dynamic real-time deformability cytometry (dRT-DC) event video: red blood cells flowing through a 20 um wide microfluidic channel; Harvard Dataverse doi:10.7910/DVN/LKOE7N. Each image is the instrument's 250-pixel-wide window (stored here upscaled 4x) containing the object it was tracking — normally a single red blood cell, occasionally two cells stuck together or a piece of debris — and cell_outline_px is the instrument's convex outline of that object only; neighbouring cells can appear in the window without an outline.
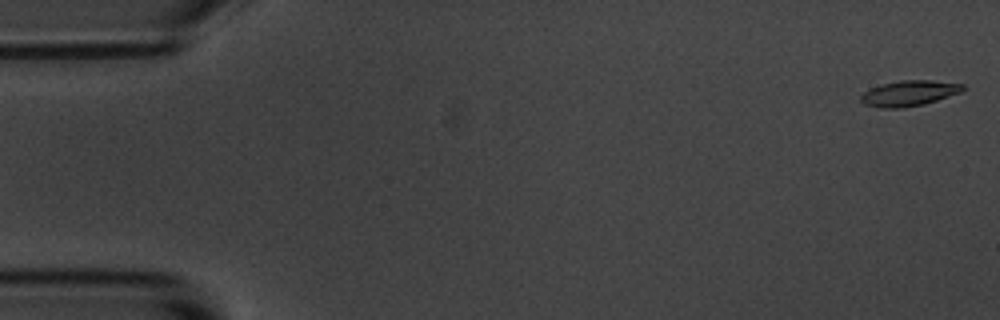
{"species": "common noctule bat (a hibernating species)", "species_latin": "Nyctalus noctula", "temperature_condition": "room temperature", "stored_images_in_passage": 55, "camera_frame_rate_fps": 3000, "um_per_image_px": 0.085, "animal": {"sex": "male", "body_mass_g": 20.1, "forearm_length_mm": 53.5}, "frame": {"image": 1, "passage_image": 1, "time_ms": 0.0, "image_size_px": [1000, 320], "cell_outline_px": [[964, 88], [960, 92], [924, 104], [904, 108], [880, 108], [864, 104], [860, 100], [860, 96], [864, 92], [880, 84], [900, 80], [932, 80], [964, 84]], "centroid_in_image_um": [77.24, 7.92], "position_along_channel_um": 7.8, "area_um2": 15.14}}
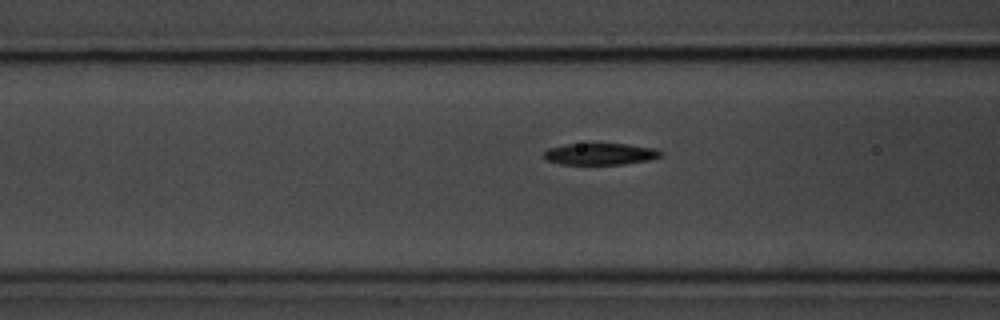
{"frame": {"image": 2, "passage_image": 21, "time_ms": 6.667, "image_size_px": [1000, 320], "cell_outline_px": [[664, 156], [652, 160], [624, 164], [560, 164], [544, 160], [544, 152], [548, 148], [568, 144], [628, 144], [656, 148], [664, 152]], "centroid_in_image_um": [51.09, 13.09], "position_along_channel_um": 115.5, "area_um2": 14.97}}
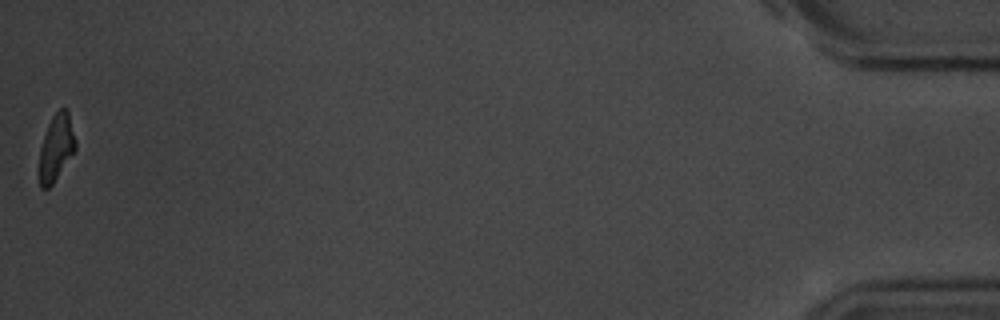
{"frame": {"image": 3, "passage_image": 55, "time_ms": 18.0, "image_size_px": [1000, 320], "cell_outline_px": [[76, 148], [52, 184], [48, 188], [40, 188], [40, 148], [48, 124], [52, 116], [60, 108], [68, 108], [76, 140]], "centroid_in_image_um": [4.8, 12.49], "position_along_channel_um": 430.4, "area_um2": 13.81}, "authors_computed_cell_mechanics": {"area_um2": 15.3748, "velocity_mm_per_s": 3.6429, "shape_relaxation_time_tau1_ms": 3.5717, "shape_relaxation_time_tau2_ms": 5.1662, "deformation_change_tau1": 0.142, "deformation_change_tau2": 0.1153}}